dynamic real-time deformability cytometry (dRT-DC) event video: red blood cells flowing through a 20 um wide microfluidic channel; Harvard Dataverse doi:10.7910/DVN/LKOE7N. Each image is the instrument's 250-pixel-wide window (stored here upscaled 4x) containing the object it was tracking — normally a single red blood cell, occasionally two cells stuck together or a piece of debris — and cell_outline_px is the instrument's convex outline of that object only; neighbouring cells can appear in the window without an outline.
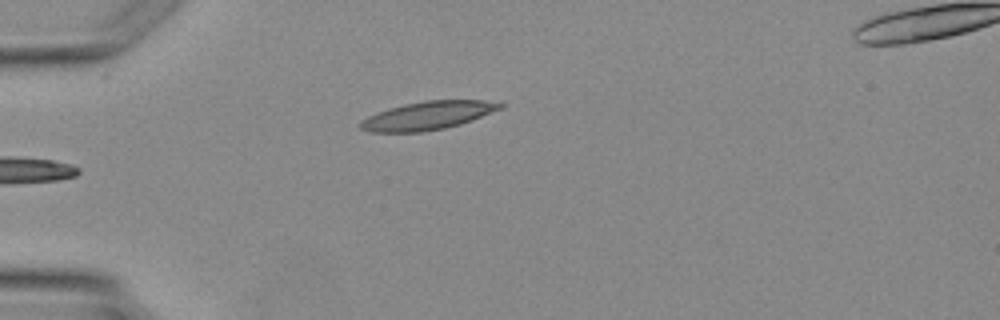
{"species": "Egyptian fruit bat (a non-hibernating species)", "species_latin": "Rousettus aegyptiacus", "temperature_condition": "warm", "stored_images_in_passage": 4, "camera_frame_rate_fps": 3000, "um_per_image_px": 0.085, "animal": {"sex": "female"}, "frame": {"image": 1, "passage_image": 4, "time_ms": 3.333, "image_size_px": [1000, 320], "cell_outline_px": [[504, 108], [472, 120], [460, 124], [444, 128], [420, 132], [368, 132], [360, 128], [356, 124], [360, 120], [376, 112], [388, 108], [404, 104], [428, 100], [484, 100], [504, 104]], "centroid_in_image_um": [36.32, 9.82], "position_along_channel_um": 48.7, "area_um2": 23.18}}